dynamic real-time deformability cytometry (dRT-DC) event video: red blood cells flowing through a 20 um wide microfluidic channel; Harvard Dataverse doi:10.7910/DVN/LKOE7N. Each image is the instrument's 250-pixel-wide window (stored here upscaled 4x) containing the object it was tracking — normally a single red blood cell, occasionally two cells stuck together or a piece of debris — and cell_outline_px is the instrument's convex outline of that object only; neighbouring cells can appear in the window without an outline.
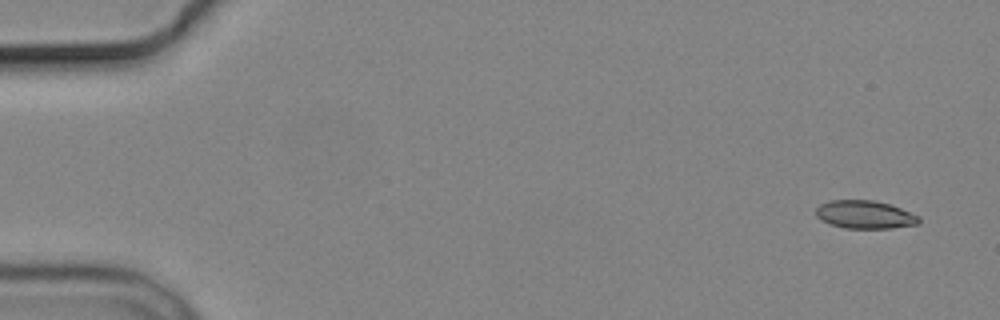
{"species": "common noctule bat (a hibernating species)", "species_latin": "Nyctalus noctula", "temperature_condition": "cold", "stored_images_in_passage": 5, "camera_frame_rate_fps": 3000, "um_per_image_px": 0.085, "animal": {"sex": "male", "body_mass_g": 19.2, "forearm_length_mm": 51.8}, "frame": {"image": 1, "passage_image": 1, "time_ms": 0.0, "image_size_px": [1000, 320], "cell_outline_px": [[920, 224], [892, 228], [844, 228], [820, 220], [816, 216], [816, 208], [820, 204], [828, 200], [872, 200], [888, 204], [900, 208], [920, 216]], "centroid_in_image_um": [73.51, 18.24], "position_along_channel_um": 11.5, "area_um2": 16.88}}
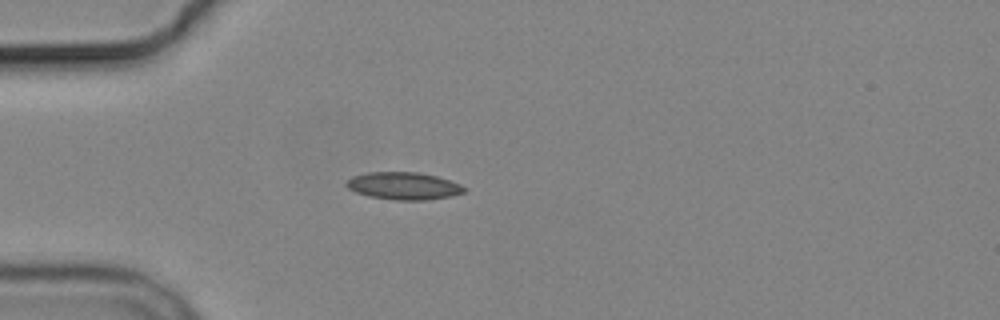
{"frame": {"image": 2, "passage_image": 4, "time_ms": 4.333, "image_size_px": [1000, 320], "cell_outline_px": [[468, 188], [464, 192], [452, 196], [428, 200], [396, 200], [368, 196], [356, 192], [348, 188], [344, 184], [352, 176], [368, 172], [416, 172], [436, 176], [460, 184]], "centroid_in_image_um": [34.31, 15.8], "position_along_channel_um": 50.7, "area_um2": 18.84}}